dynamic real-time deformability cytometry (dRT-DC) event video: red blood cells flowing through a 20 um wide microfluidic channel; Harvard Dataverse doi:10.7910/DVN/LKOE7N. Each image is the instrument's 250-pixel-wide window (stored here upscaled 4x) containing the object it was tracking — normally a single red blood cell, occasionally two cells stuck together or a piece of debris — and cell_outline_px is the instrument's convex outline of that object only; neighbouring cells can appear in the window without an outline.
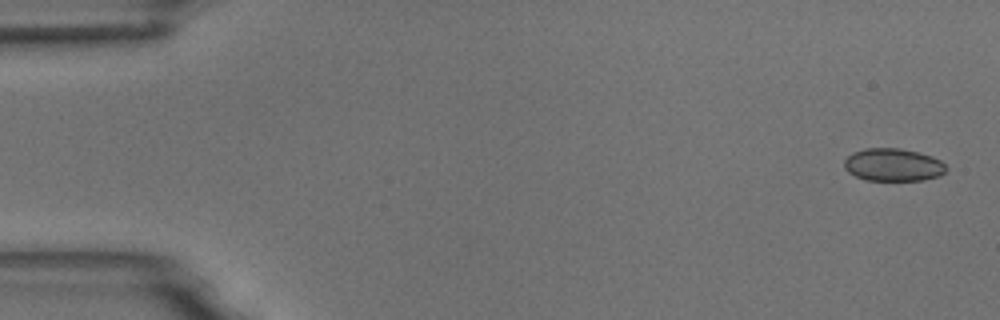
{"species": "common noctule bat (a hibernating species)", "species_latin": "Nyctalus noctula", "temperature_condition": "room temperature", "stored_images_in_passage": 5, "camera_frame_rate_fps": 3000, "um_per_image_px": 0.085, "animal": {"sex": "male", "body_mass_g": 18.8}, "frame": {"image": 1, "passage_image": 1, "time_ms": 0.0, "image_size_px": [1000, 320], "cell_outline_px": [[948, 168], [940, 176], [924, 180], [864, 180], [848, 172], [844, 168], [844, 160], [852, 152], [864, 148], [900, 148], [932, 156], [940, 160]], "centroid_in_image_um": [75.9, 14.01], "position_along_channel_um": 9.1, "area_um2": 19.54}}
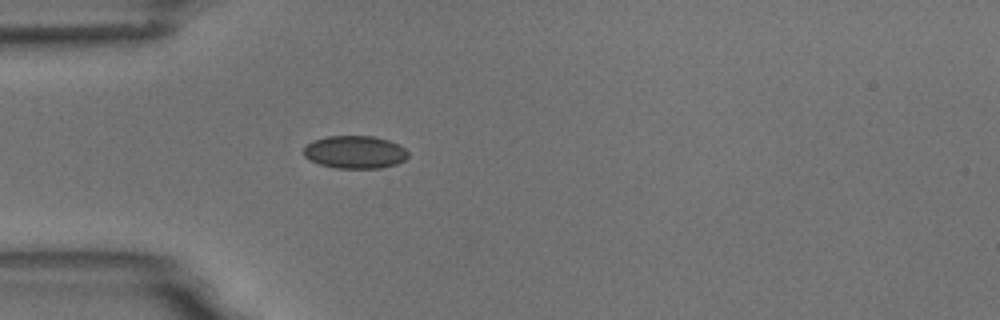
{"frame": {"image": 2, "passage_image": 5, "time_ms": 4.667, "image_size_px": [1000, 320], "cell_outline_px": [[408, 156], [404, 160], [396, 164], [380, 168], [336, 168], [320, 164], [308, 160], [304, 156], [304, 148], [308, 144], [316, 140], [328, 136], [372, 136], [388, 140], [404, 148], [408, 152]], "centroid_in_image_um": [30.16, 12.94], "position_along_channel_um": 54.8, "area_um2": 19.77}}